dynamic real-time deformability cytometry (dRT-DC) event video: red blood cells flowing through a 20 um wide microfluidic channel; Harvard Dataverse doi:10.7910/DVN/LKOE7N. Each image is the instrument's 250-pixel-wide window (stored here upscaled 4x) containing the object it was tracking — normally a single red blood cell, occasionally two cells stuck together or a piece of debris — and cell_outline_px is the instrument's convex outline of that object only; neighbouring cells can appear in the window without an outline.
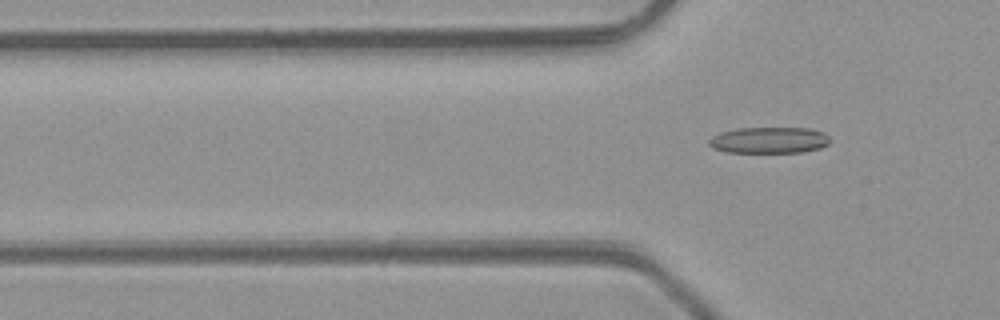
{"species": "common noctule bat (a hibernating species)", "species_latin": "Nyctalus noctula", "temperature_condition": "room temperature", "stored_images_in_passage": 4, "camera_frame_rate_fps": 3000, "um_per_image_px": 0.085, "animal": {"sex": "male", "body_mass_g": 23.1, "forearm_length_mm": 52.7}, "frame": {"image": 1, "passage_image": 4, "time_ms": 3.333, "image_size_px": [1000, 320], "cell_outline_px": [[832, 140], [828, 144], [820, 148], [800, 152], [728, 152], [712, 148], [708, 144], [708, 140], [712, 136], [720, 132], [736, 128], [812, 128], [824, 132]], "centroid_in_image_um": [65.38, 11.9], "position_along_channel_um": 60.4, "area_um2": 18.67}}